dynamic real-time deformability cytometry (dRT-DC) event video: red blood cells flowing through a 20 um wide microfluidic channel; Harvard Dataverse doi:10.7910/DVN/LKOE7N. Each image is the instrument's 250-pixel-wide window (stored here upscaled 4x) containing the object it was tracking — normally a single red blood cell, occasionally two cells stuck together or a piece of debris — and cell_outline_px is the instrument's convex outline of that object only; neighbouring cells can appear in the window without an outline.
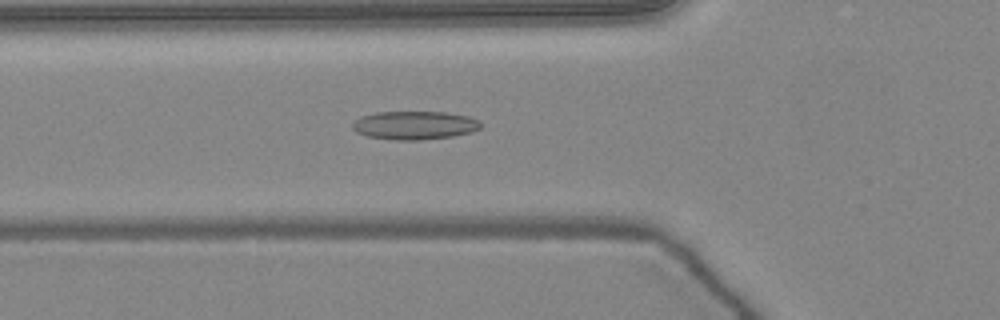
{"species": "common noctule bat (a hibernating species)", "species_latin": "Nyctalus noctula", "temperature_condition": "warm", "stored_images_in_passage": 43, "camera_frame_rate_fps": 3000, "um_per_image_px": 0.085, "animal": {"sex": "female", "body_mass_g": 24.6, "forearm_length_mm": 56.2}, "frame": {"image": 1, "passage_image": 10, "time_ms": 3.0, "image_size_px": [1000, 320], "cell_outline_px": [[480, 128], [472, 132], [452, 136], [420, 140], [396, 140], [368, 136], [356, 132], [352, 128], [352, 124], [360, 116], [376, 112], [444, 112], [468, 116], [480, 120]], "centroid_in_image_um": [35.23, 10.64], "position_along_channel_um": 90.6, "area_um2": 21.21}}
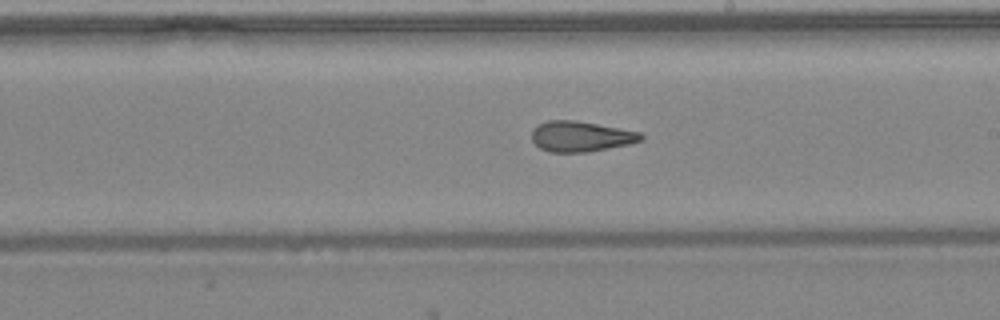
{"frame": {"image": 2, "passage_image": 21, "time_ms": 6.667, "image_size_px": [1000, 320], "cell_outline_px": [[644, 140], [628, 144], [588, 152], [548, 152], [540, 148], [532, 140], [532, 128], [536, 124], [548, 120], [576, 120], [640, 132], [644, 136]], "centroid_in_image_um": [49.34, 11.59], "position_along_channel_um": 239.7, "area_um2": 19.48}}
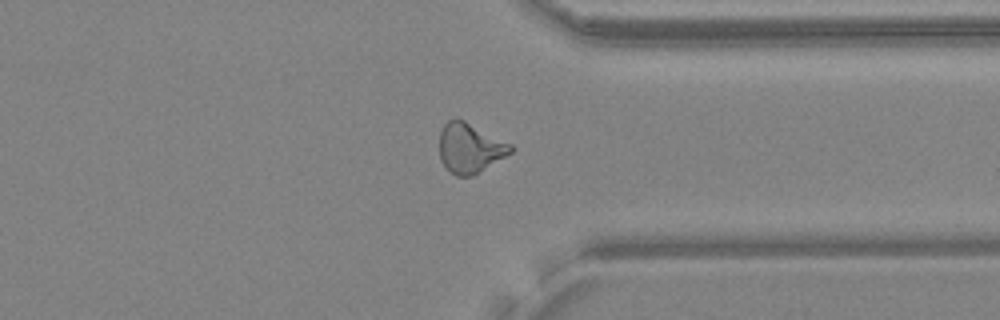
{"frame": {"image": 3, "passage_image": 31, "time_ms": 10.0, "image_size_px": [1000, 320], "cell_outline_px": [[516, 148], [512, 152], [472, 176], [456, 176], [440, 160], [440, 132], [444, 124], [448, 120], [456, 116], [512, 144]], "centroid_in_image_um": [39.95, 12.55], "position_along_channel_um": 371.5, "area_um2": 20.63}, "authors_computed_cell_mechanics": {"area_um2": 20.2878, "velocity_mm_per_s": 4.0504, "shape_relaxation_time_tau1_ms": null, "shape_relaxation_time_tau2_ms": 2.1539, "deformation_change_tau1": null, "deformation_change_tau2": 0.1019}}